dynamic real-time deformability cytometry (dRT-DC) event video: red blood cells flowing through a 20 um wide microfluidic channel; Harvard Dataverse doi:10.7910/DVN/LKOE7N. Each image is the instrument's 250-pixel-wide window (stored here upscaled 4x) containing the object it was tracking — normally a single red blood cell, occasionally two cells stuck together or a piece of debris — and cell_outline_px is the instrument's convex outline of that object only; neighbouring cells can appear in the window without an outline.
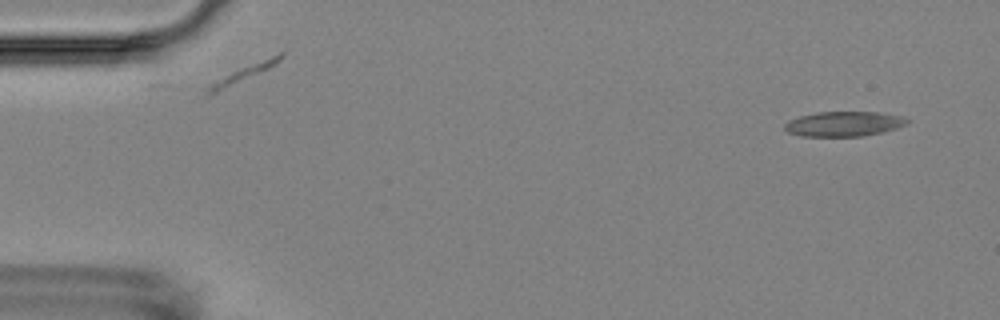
{"species": "Egyptian fruit bat (a non-hibernating species)", "species_latin": "Rousettus aegyptiacus", "temperature_condition": "room temperature", "stored_images_in_passage": 2, "camera_frame_rate_fps": 3000, "um_per_image_px": 0.085, "animal": {"sex": "female"}, "frame": {"image": 1, "passage_image": 2, "time_ms": 1.333, "image_size_px": [1000, 320], "cell_outline_px": [[908, 124], [896, 128], [864, 136], [800, 136], [788, 132], [784, 128], [784, 124], [788, 120], [800, 116], [816, 112], [880, 112], [900, 116], [908, 120]], "centroid_in_image_um": [71.69, 10.53], "position_along_channel_um": 13.3, "area_um2": 17.69}}